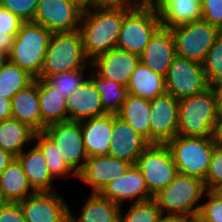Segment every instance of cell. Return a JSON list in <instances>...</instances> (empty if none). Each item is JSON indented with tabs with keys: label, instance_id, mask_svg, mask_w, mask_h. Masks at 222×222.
Returning <instances> with one entry per match:
<instances>
[{
	"label": "cell",
	"instance_id": "48",
	"mask_svg": "<svg viewBox=\"0 0 222 222\" xmlns=\"http://www.w3.org/2000/svg\"><path fill=\"white\" fill-rule=\"evenodd\" d=\"M13 158L14 156L11 155L9 152L0 149V174L8 166V164L12 161Z\"/></svg>",
	"mask_w": 222,
	"mask_h": 222
},
{
	"label": "cell",
	"instance_id": "24",
	"mask_svg": "<svg viewBox=\"0 0 222 222\" xmlns=\"http://www.w3.org/2000/svg\"><path fill=\"white\" fill-rule=\"evenodd\" d=\"M27 177V180L35 192L55 191L53 177L51 176L46 159L41 150L35 145L32 149L25 150L16 157Z\"/></svg>",
	"mask_w": 222,
	"mask_h": 222
},
{
	"label": "cell",
	"instance_id": "34",
	"mask_svg": "<svg viewBox=\"0 0 222 222\" xmlns=\"http://www.w3.org/2000/svg\"><path fill=\"white\" fill-rule=\"evenodd\" d=\"M163 214L154 199L136 202L123 212L120 210L119 222H159Z\"/></svg>",
	"mask_w": 222,
	"mask_h": 222
},
{
	"label": "cell",
	"instance_id": "18",
	"mask_svg": "<svg viewBox=\"0 0 222 222\" xmlns=\"http://www.w3.org/2000/svg\"><path fill=\"white\" fill-rule=\"evenodd\" d=\"M112 143L109 155L135 165L150 143L128 123L113 114Z\"/></svg>",
	"mask_w": 222,
	"mask_h": 222
},
{
	"label": "cell",
	"instance_id": "19",
	"mask_svg": "<svg viewBox=\"0 0 222 222\" xmlns=\"http://www.w3.org/2000/svg\"><path fill=\"white\" fill-rule=\"evenodd\" d=\"M176 56L175 43L170 28L160 26L140 54V62L152 71L166 76Z\"/></svg>",
	"mask_w": 222,
	"mask_h": 222
},
{
	"label": "cell",
	"instance_id": "43",
	"mask_svg": "<svg viewBox=\"0 0 222 222\" xmlns=\"http://www.w3.org/2000/svg\"><path fill=\"white\" fill-rule=\"evenodd\" d=\"M139 4L137 0H96V7H135Z\"/></svg>",
	"mask_w": 222,
	"mask_h": 222
},
{
	"label": "cell",
	"instance_id": "12",
	"mask_svg": "<svg viewBox=\"0 0 222 222\" xmlns=\"http://www.w3.org/2000/svg\"><path fill=\"white\" fill-rule=\"evenodd\" d=\"M83 12L67 0H39L33 22L51 33L78 30Z\"/></svg>",
	"mask_w": 222,
	"mask_h": 222
},
{
	"label": "cell",
	"instance_id": "52",
	"mask_svg": "<svg viewBox=\"0 0 222 222\" xmlns=\"http://www.w3.org/2000/svg\"><path fill=\"white\" fill-rule=\"evenodd\" d=\"M213 192L222 198V184L218 186Z\"/></svg>",
	"mask_w": 222,
	"mask_h": 222
},
{
	"label": "cell",
	"instance_id": "9",
	"mask_svg": "<svg viewBox=\"0 0 222 222\" xmlns=\"http://www.w3.org/2000/svg\"><path fill=\"white\" fill-rule=\"evenodd\" d=\"M145 178L149 192L154 196L177 176L178 169L167 144H150L136 164Z\"/></svg>",
	"mask_w": 222,
	"mask_h": 222
},
{
	"label": "cell",
	"instance_id": "23",
	"mask_svg": "<svg viewBox=\"0 0 222 222\" xmlns=\"http://www.w3.org/2000/svg\"><path fill=\"white\" fill-rule=\"evenodd\" d=\"M161 26L172 28L202 19V0H155Z\"/></svg>",
	"mask_w": 222,
	"mask_h": 222
},
{
	"label": "cell",
	"instance_id": "21",
	"mask_svg": "<svg viewBox=\"0 0 222 222\" xmlns=\"http://www.w3.org/2000/svg\"><path fill=\"white\" fill-rule=\"evenodd\" d=\"M85 152L90 156H107L112 143L113 114L80 121Z\"/></svg>",
	"mask_w": 222,
	"mask_h": 222
},
{
	"label": "cell",
	"instance_id": "37",
	"mask_svg": "<svg viewBox=\"0 0 222 222\" xmlns=\"http://www.w3.org/2000/svg\"><path fill=\"white\" fill-rule=\"evenodd\" d=\"M39 0H0V7L9 10L24 22H33Z\"/></svg>",
	"mask_w": 222,
	"mask_h": 222
},
{
	"label": "cell",
	"instance_id": "7",
	"mask_svg": "<svg viewBox=\"0 0 222 222\" xmlns=\"http://www.w3.org/2000/svg\"><path fill=\"white\" fill-rule=\"evenodd\" d=\"M215 136L186 137L176 135L167 145L170 148L178 173L205 180L214 147Z\"/></svg>",
	"mask_w": 222,
	"mask_h": 222
},
{
	"label": "cell",
	"instance_id": "30",
	"mask_svg": "<svg viewBox=\"0 0 222 222\" xmlns=\"http://www.w3.org/2000/svg\"><path fill=\"white\" fill-rule=\"evenodd\" d=\"M35 133L32 128L17 119L0 121V149L17 157L24 151V145L34 140Z\"/></svg>",
	"mask_w": 222,
	"mask_h": 222
},
{
	"label": "cell",
	"instance_id": "39",
	"mask_svg": "<svg viewBox=\"0 0 222 222\" xmlns=\"http://www.w3.org/2000/svg\"><path fill=\"white\" fill-rule=\"evenodd\" d=\"M222 184V145L217 144L211 156V161L204 186L207 191H214Z\"/></svg>",
	"mask_w": 222,
	"mask_h": 222
},
{
	"label": "cell",
	"instance_id": "28",
	"mask_svg": "<svg viewBox=\"0 0 222 222\" xmlns=\"http://www.w3.org/2000/svg\"><path fill=\"white\" fill-rule=\"evenodd\" d=\"M127 89L128 94L153 100L166 93L165 76L152 71L140 62L130 76Z\"/></svg>",
	"mask_w": 222,
	"mask_h": 222
},
{
	"label": "cell",
	"instance_id": "33",
	"mask_svg": "<svg viewBox=\"0 0 222 222\" xmlns=\"http://www.w3.org/2000/svg\"><path fill=\"white\" fill-rule=\"evenodd\" d=\"M34 140L37 141L35 145L41 150L43 157L46 159L49 172L53 178L66 177L67 175L78 178V175L58 152L55 143L43 131L36 132Z\"/></svg>",
	"mask_w": 222,
	"mask_h": 222
},
{
	"label": "cell",
	"instance_id": "17",
	"mask_svg": "<svg viewBox=\"0 0 222 222\" xmlns=\"http://www.w3.org/2000/svg\"><path fill=\"white\" fill-rule=\"evenodd\" d=\"M139 63L140 55L112 48L91 61V67L103 78L127 87L130 76Z\"/></svg>",
	"mask_w": 222,
	"mask_h": 222
},
{
	"label": "cell",
	"instance_id": "3",
	"mask_svg": "<svg viewBox=\"0 0 222 222\" xmlns=\"http://www.w3.org/2000/svg\"><path fill=\"white\" fill-rule=\"evenodd\" d=\"M91 61L86 57L81 33L55 32L51 34L46 49L42 70L37 78L45 79L79 69H87Z\"/></svg>",
	"mask_w": 222,
	"mask_h": 222
},
{
	"label": "cell",
	"instance_id": "49",
	"mask_svg": "<svg viewBox=\"0 0 222 222\" xmlns=\"http://www.w3.org/2000/svg\"><path fill=\"white\" fill-rule=\"evenodd\" d=\"M216 141L219 145H222V115H218V124L215 134Z\"/></svg>",
	"mask_w": 222,
	"mask_h": 222
},
{
	"label": "cell",
	"instance_id": "29",
	"mask_svg": "<svg viewBox=\"0 0 222 222\" xmlns=\"http://www.w3.org/2000/svg\"><path fill=\"white\" fill-rule=\"evenodd\" d=\"M39 103L42 123L47 127L68 121L67 104L63 94L39 78Z\"/></svg>",
	"mask_w": 222,
	"mask_h": 222
},
{
	"label": "cell",
	"instance_id": "38",
	"mask_svg": "<svg viewBox=\"0 0 222 222\" xmlns=\"http://www.w3.org/2000/svg\"><path fill=\"white\" fill-rule=\"evenodd\" d=\"M204 196L208 199L201 204L197 217L202 222H222V198L213 191H206Z\"/></svg>",
	"mask_w": 222,
	"mask_h": 222
},
{
	"label": "cell",
	"instance_id": "2",
	"mask_svg": "<svg viewBox=\"0 0 222 222\" xmlns=\"http://www.w3.org/2000/svg\"><path fill=\"white\" fill-rule=\"evenodd\" d=\"M206 191L201 179L178 173L168 186L154 195L153 199L163 216L195 218L200 211L201 197H204Z\"/></svg>",
	"mask_w": 222,
	"mask_h": 222
},
{
	"label": "cell",
	"instance_id": "36",
	"mask_svg": "<svg viewBox=\"0 0 222 222\" xmlns=\"http://www.w3.org/2000/svg\"><path fill=\"white\" fill-rule=\"evenodd\" d=\"M202 66L209 85L222 81V32L206 54Z\"/></svg>",
	"mask_w": 222,
	"mask_h": 222
},
{
	"label": "cell",
	"instance_id": "10",
	"mask_svg": "<svg viewBox=\"0 0 222 222\" xmlns=\"http://www.w3.org/2000/svg\"><path fill=\"white\" fill-rule=\"evenodd\" d=\"M166 92L177 100L201 94L210 88L201 63L176 56L165 76Z\"/></svg>",
	"mask_w": 222,
	"mask_h": 222
},
{
	"label": "cell",
	"instance_id": "25",
	"mask_svg": "<svg viewBox=\"0 0 222 222\" xmlns=\"http://www.w3.org/2000/svg\"><path fill=\"white\" fill-rule=\"evenodd\" d=\"M0 193L7 203H19L35 193L16 157L0 174Z\"/></svg>",
	"mask_w": 222,
	"mask_h": 222
},
{
	"label": "cell",
	"instance_id": "47",
	"mask_svg": "<svg viewBox=\"0 0 222 222\" xmlns=\"http://www.w3.org/2000/svg\"><path fill=\"white\" fill-rule=\"evenodd\" d=\"M67 1L76 6L83 13L96 7V0H67Z\"/></svg>",
	"mask_w": 222,
	"mask_h": 222
},
{
	"label": "cell",
	"instance_id": "46",
	"mask_svg": "<svg viewBox=\"0 0 222 222\" xmlns=\"http://www.w3.org/2000/svg\"><path fill=\"white\" fill-rule=\"evenodd\" d=\"M12 118L11 99L0 96V121Z\"/></svg>",
	"mask_w": 222,
	"mask_h": 222
},
{
	"label": "cell",
	"instance_id": "26",
	"mask_svg": "<svg viewBox=\"0 0 222 222\" xmlns=\"http://www.w3.org/2000/svg\"><path fill=\"white\" fill-rule=\"evenodd\" d=\"M121 206L99 193H91L81 208L80 216L69 210V222H119Z\"/></svg>",
	"mask_w": 222,
	"mask_h": 222
},
{
	"label": "cell",
	"instance_id": "14",
	"mask_svg": "<svg viewBox=\"0 0 222 222\" xmlns=\"http://www.w3.org/2000/svg\"><path fill=\"white\" fill-rule=\"evenodd\" d=\"M27 222H69L67 203L59 192H35L19 202Z\"/></svg>",
	"mask_w": 222,
	"mask_h": 222
},
{
	"label": "cell",
	"instance_id": "51",
	"mask_svg": "<svg viewBox=\"0 0 222 222\" xmlns=\"http://www.w3.org/2000/svg\"><path fill=\"white\" fill-rule=\"evenodd\" d=\"M178 222H202L198 217L179 219Z\"/></svg>",
	"mask_w": 222,
	"mask_h": 222
},
{
	"label": "cell",
	"instance_id": "45",
	"mask_svg": "<svg viewBox=\"0 0 222 222\" xmlns=\"http://www.w3.org/2000/svg\"><path fill=\"white\" fill-rule=\"evenodd\" d=\"M210 88L213 90L215 96L217 114L222 115V81L210 85Z\"/></svg>",
	"mask_w": 222,
	"mask_h": 222
},
{
	"label": "cell",
	"instance_id": "13",
	"mask_svg": "<svg viewBox=\"0 0 222 222\" xmlns=\"http://www.w3.org/2000/svg\"><path fill=\"white\" fill-rule=\"evenodd\" d=\"M150 103V144H167L177 135L179 100L166 92Z\"/></svg>",
	"mask_w": 222,
	"mask_h": 222
},
{
	"label": "cell",
	"instance_id": "44",
	"mask_svg": "<svg viewBox=\"0 0 222 222\" xmlns=\"http://www.w3.org/2000/svg\"><path fill=\"white\" fill-rule=\"evenodd\" d=\"M15 35L0 34V51L8 57L12 50Z\"/></svg>",
	"mask_w": 222,
	"mask_h": 222
},
{
	"label": "cell",
	"instance_id": "1",
	"mask_svg": "<svg viewBox=\"0 0 222 222\" xmlns=\"http://www.w3.org/2000/svg\"><path fill=\"white\" fill-rule=\"evenodd\" d=\"M123 20L124 7L97 6L82 14L79 31L90 61L116 48Z\"/></svg>",
	"mask_w": 222,
	"mask_h": 222
},
{
	"label": "cell",
	"instance_id": "5",
	"mask_svg": "<svg viewBox=\"0 0 222 222\" xmlns=\"http://www.w3.org/2000/svg\"><path fill=\"white\" fill-rule=\"evenodd\" d=\"M160 26V16L154 4L124 7V20L116 48L140 55Z\"/></svg>",
	"mask_w": 222,
	"mask_h": 222
},
{
	"label": "cell",
	"instance_id": "16",
	"mask_svg": "<svg viewBox=\"0 0 222 222\" xmlns=\"http://www.w3.org/2000/svg\"><path fill=\"white\" fill-rule=\"evenodd\" d=\"M131 166V163L111 155L90 156L78 179L91 186V193H100L110 181L125 174Z\"/></svg>",
	"mask_w": 222,
	"mask_h": 222
},
{
	"label": "cell",
	"instance_id": "32",
	"mask_svg": "<svg viewBox=\"0 0 222 222\" xmlns=\"http://www.w3.org/2000/svg\"><path fill=\"white\" fill-rule=\"evenodd\" d=\"M26 70L6 59L0 65V96L12 99L20 90L34 81Z\"/></svg>",
	"mask_w": 222,
	"mask_h": 222
},
{
	"label": "cell",
	"instance_id": "20",
	"mask_svg": "<svg viewBox=\"0 0 222 222\" xmlns=\"http://www.w3.org/2000/svg\"><path fill=\"white\" fill-rule=\"evenodd\" d=\"M66 104L68 121L80 122L108 114L102 105L100 93L89 78L72 93Z\"/></svg>",
	"mask_w": 222,
	"mask_h": 222
},
{
	"label": "cell",
	"instance_id": "6",
	"mask_svg": "<svg viewBox=\"0 0 222 222\" xmlns=\"http://www.w3.org/2000/svg\"><path fill=\"white\" fill-rule=\"evenodd\" d=\"M51 32L34 22H24L14 37L7 59L34 78L40 75Z\"/></svg>",
	"mask_w": 222,
	"mask_h": 222
},
{
	"label": "cell",
	"instance_id": "40",
	"mask_svg": "<svg viewBox=\"0 0 222 222\" xmlns=\"http://www.w3.org/2000/svg\"><path fill=\"white\" fill-rule=\"evenodd\" d=\"M202 19L222 30V0H202Z\"/></svg>",
	"mask_w": 222,
	"mask_h": 222
},
{
	"label": "cell",
	"instance_id": "31",
	"mask_svg": "<svg viewBox=\"0 0 222 222\" xmlns=\"http://www.w3.org/2000/svg\"><path fill=\"white\" fill-rule=\"evenodd\" d=\"M90 68L91 72L89 74L91 75L89 79L93 82L97 91L100 93L104 110L108 114H116L127 98V87L110 79L103 78L91 66Z\"/></svg>",
	"mask_w": 222,
	"mask_h": 222
},
{
	"label": "cell",
	"instance_id": "41",
	"mask_svg": "<svg viewBox=\"0 0 222 222\" xmlns=\"http://www.w3.org/2000/svg\"><path fill=\"white\" fill-rule=\"evenodd\" d=\"M23 23L15 14L0 7V34L16 35Z\"/></svg>",
	"mask_w": 222,
	"mask_h": 222
},
{
	"label": "cell",
	"instance_id": "35",
	"mask_svg": "<svg viewBox=\"0 0 222 222\" xmlns=\"http://www.w3.org/2000/svg\"><path fill=\"white\" fill-rule=\"evenodd\" d=\"M85 69L74 70L54 76H47L44 80L63 94L67 100L74 91L86 80L84 77Z\"/></svg>",
	"mask_w": 222,
	"mask_h": 222
},
{
	"label": "cell",
	"instance_id": "15",
	"mask_svg": "<svg viewBox=\"0 0 222 222\" xmlns=\"http://www.w3.org/2000/svg\"><path fill=\"white\" fill-rule=\"evenodd\" d=\"M99 194L120 206L126 200L136 203L154 198L136 165H132L125 174L110 181Z\"/></svg>",
	"mask_w": 222,
	"mask_h": 222
},
{
	"label": "cell",
	"instance_id": "27",
	"mask_svg": "<svg viewBox=\"0 0 222 222\" xmlns=\"http://www.w3.org/2000/svg\"><path fill=\"white\" fill-rule=\"evenodd\" d=\"M150 100L128 94L116 116L128 123L150 143Z\"/></svg>",
	"mask_w": 222,
	"mask_h": 222
},
{
	"label": "cell",
	"instance_id": "54",
	"mask_svg": "<svg viewBox=\"0 0 222 222\" xmlns=\"http://www.w3.org/2000/svg\"><path fill=\"white\" fill-rule=\"evenodd\" d=\"M140 4H153L155 0H137Z\"/></svg>",
	"mask_w": 222,
	"mask_h": 222
},
{
	"label": "cell",
	"instance_id": "50",
	"mask_svg": "<svg viewBox=\"0 0 222 222\" xmlns=\"http://www.w3.org/2000/svg\"><path fill=\"white\" fill-rule=\"evenodd\" d=\"M179 218L163 216L159 222H178Z\"/></svg>",
	"mask_w": 222,
	"mask_h": 222
},
{
	"label": "cell",
	"instance_id": "42",
	"mask_svg": "<svg viewBox=\"0 0 222 222\" xmlns=\"http://www.w3.org/2000/svg\"><path fill=\"white\" fill-rule=\"evenodd\" d=\"M0 222H27L19 203H6L0 211Z\"/></svg>",
	"mask_w": 222,
	"mask_h": 222
},
{
	"label": "cell",
	"instance_id": "53",
	"mask_svg": "<svg viewBox=\"0 0 222 222\" xmlns=\"http://www.w3.org/2000/svg\"><path fill=\"white\" fill-rule=\"evenodd\" d=\"M7 202L5 201V199L3 198V195L0 193V211L1 209L5 206Z\"/></svg>",
	"mask_w": 222,
	"mask_h": 222
},
{
	"label": "cell",
	"instance_id": "4",
	"mask_svg": "<svg viewBox=\"0 0 222 222\" xmlns=\"http://www.w3.org/2000/svg\"><path fill=\"white\" fill-rule=\"evenodd\" d=\"M217 124L218 114L215 96L211 88L201 94L179 100L177 135L186 137L215 136Z\"/></svg>",
	"mask_w": 222,
	"mask_h": 222
},
{
	"label": "cell",
	"instance_id": "55",
	"mask_svg": "<svg viewBox=\"0 0 222 222\" xmlns=\"http://www.w3.org/2000/svg\"><path fill=\"white\" fill-rule=\"evenodd\" d=\"M7 59V57L0 51V65Z\"/></svg>",
	"mask_w": 222,
	"mask_h": 222
},
{
	"label": "cell",
	"instance_id": "11",
	"mask_svg": "<svg viewBox=\"0 0 222 222\" xmlns=\"http://www.w3.org/2000/svg\"><path fill=\"white\" fill-rule=\"evenodd\" d=\"M43 132L55 143L64 161L78 175L84 169L88 159L84 148L80 122L64 121L54 123L45 127Z\"/></svg>",
	"mask_w": 222,
	"mask_h": 222
},
{
	"label": "cell",
	"instance_id": "8",
	"mask_svg": "<svg viewBox=\"0 0 222 222\" xmlns=\"http://www.w3.org/2000/svg\"><path fill=\"white\" fill-rule=\"evenodd\" d=\"M176 55L203 63L222 30L203 19L170 28Z\"/></svg>",
	"mask_w": 222,
	"mask_h": 222
},
{
	"label": "cell",
	"instance_id": "22",
	"mask_svg": "<svg viewBox=\"0 0 222 222\" xmlns=\"http://www.w3.org/2000/svg\"><path fill=\"white\" fill-rule=\"evenodd\" d=\"M12 118L28 125L35 132H41L45 125L41 120L39 103V78L18 91L11 99Z\"/></svg>",
	"mask_w": 222,
	"mask_h": 222
}]
</instances>
